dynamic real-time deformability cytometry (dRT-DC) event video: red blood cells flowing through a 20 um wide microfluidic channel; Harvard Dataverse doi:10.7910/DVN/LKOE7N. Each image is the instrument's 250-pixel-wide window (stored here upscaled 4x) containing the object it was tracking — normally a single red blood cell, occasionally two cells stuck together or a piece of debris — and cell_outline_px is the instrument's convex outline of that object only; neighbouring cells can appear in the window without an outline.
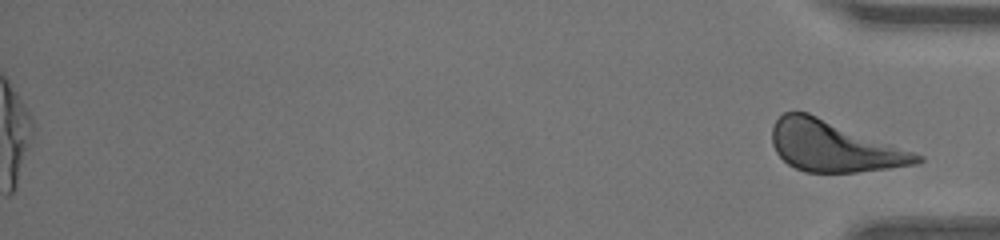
{"species": "human", "species_latin": "Homo sapiens", "temperature_condition": "warm", "stored_images_in_passage": 35, "segment_of_instrument_passage": [2, 2], "camera_frame_rate_fps": 3000, "um_per_image_px": 0.085, "donor": {"sex": "male"}, "frame": {"image": 1, "passage_image": 35, "time_ms": 11.333, "image_size_px": [1000, 240], "cell_outline_px": [[924, 160], [920, 164], [856, 172], [804, 172], [788, 164], [776, 152], [772, 144], [772, 128], [776, 120], [784, 112], [808, 112], [924, 156]], "centroid_in_image_um": [70.87, 12.45], "position_along_channel_um": 364.3, "area_um2": 42.37}}